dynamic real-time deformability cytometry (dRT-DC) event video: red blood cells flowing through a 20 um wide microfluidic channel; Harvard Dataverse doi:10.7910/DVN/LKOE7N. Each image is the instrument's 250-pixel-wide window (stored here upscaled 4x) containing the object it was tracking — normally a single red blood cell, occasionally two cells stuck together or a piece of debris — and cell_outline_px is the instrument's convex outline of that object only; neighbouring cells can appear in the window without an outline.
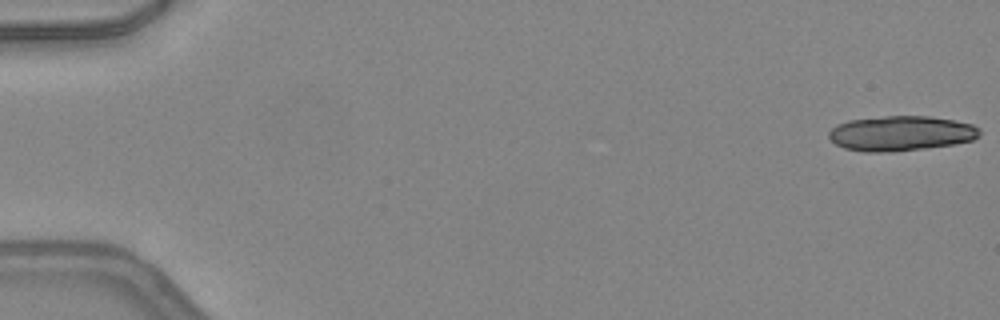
{"species": "common noctule bat (a hibernating species)", "species_latin": "Nyctalus noctula", "temperature_condition": "warm", "stored_images_in_passage": 22, "camera_frame_rate_fps": 3000, "um_per_image_px": 0.085, "animal": {"sex": "female", "body_mass_g": 24.6, "forearm_length_mm": 56.2}, "frame": {"image": 1, "passage_image": 1, "time_ms": 0.0, "image_size_px": [1000, 320], "cell_outline_px": [[980, 136], [972, 140], [952, 144], [928, 148], [892, 152], [864, 152], [844, 148], [836, 144], [828, 136], [828, 132], [836, 124], [848, 120], [884, 116], [928, 116], [952, 120], [972, 124], [980, 128]], "centroid_in_image_um": [76.56, 11.34], "position_along_channel_um": 8.4, "area_um2": 30.87}}
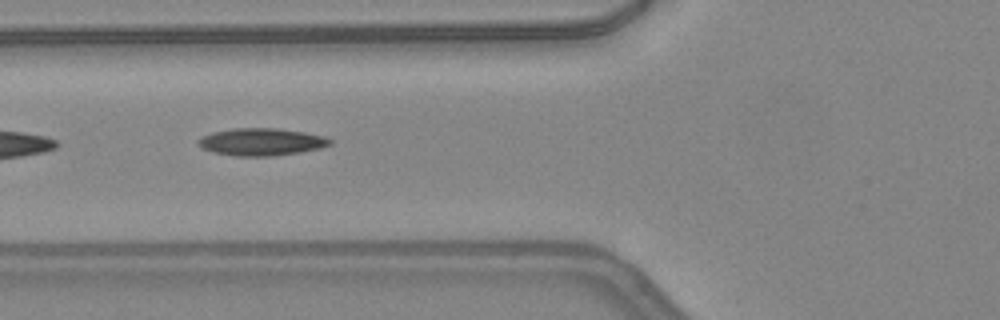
{"frame": {"image": 2, "passage_image": 20, "time_ms": 6.333, "image_size_px": [1000, 320], "cell_outline_px": [[332, 144], [320, 148], [300, 152], [272, 156], [232, 156], [212, 152], [196, 144], [196, 140], [212, 132], [232, 128], [276, 128], [304, 132], [324, 136], [332, 140]], "centroid_in_image_um": [22.2, 12.06], "position_along_channel_um": 103.6, "area_um2": 21.1}}